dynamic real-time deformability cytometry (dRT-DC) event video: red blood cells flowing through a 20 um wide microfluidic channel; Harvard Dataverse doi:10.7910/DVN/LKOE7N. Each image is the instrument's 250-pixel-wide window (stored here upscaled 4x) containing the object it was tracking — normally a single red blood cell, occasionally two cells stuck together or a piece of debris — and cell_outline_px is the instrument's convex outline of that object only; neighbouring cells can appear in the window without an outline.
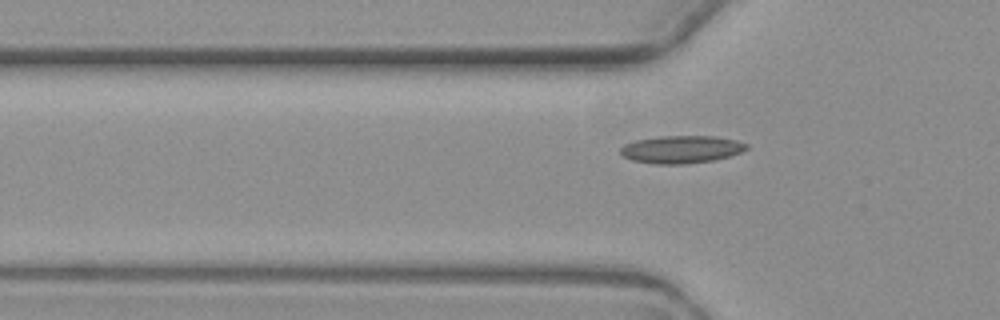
{"species": "common noctule bat (a hibernating species)", "species_latin": "Nyctalus noctula", "temperature_condition": "warm", "stored_images_in_passage": 4, "camera_frame_rate_fps": 3000, "um_per_image_px": 0.085, "animal": {"sex": "female", "body_mass_g": 19.3, "forearm_length_mm": 54.1}, "frame": {"image": 1, "passage_image": 4, "time_ms": 4.667, "image_size_px": [1000, 320], "cell_outline_px": [[748, 148], [740, 152], [728, 156], [712, 160], [688, 164], [656, 164], [632, 160], [624, 156], [620, 152], [620, 148], [624, 144], [636, 140], [660, 136], [716, 136], [736, 140], [748, 144]], "centroid_in_image_um": [57.91, 12.69], "position_along_channel_um": 67.9, "area_um2": 20.23}}